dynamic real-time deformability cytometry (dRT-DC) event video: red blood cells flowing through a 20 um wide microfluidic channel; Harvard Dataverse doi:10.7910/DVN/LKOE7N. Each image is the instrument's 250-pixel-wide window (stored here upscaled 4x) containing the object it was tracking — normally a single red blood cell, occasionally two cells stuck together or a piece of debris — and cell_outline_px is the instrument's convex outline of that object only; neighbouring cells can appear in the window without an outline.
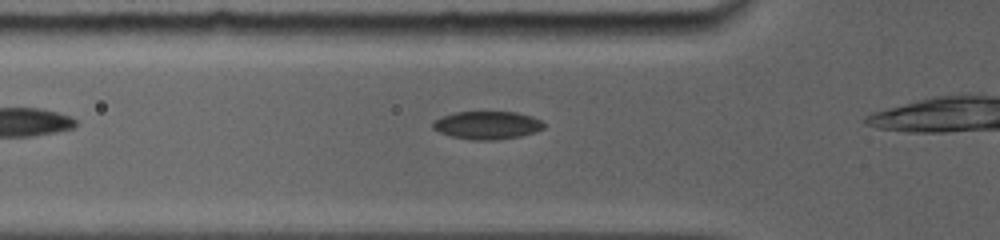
{"species": "common noctule bat (a hibernating species)", "species_latin": "Nyctalus noctula", "temperature_condition": "room temperature", "stored_images_in_passage": 40, "camera_frame_rate_fps": 5000, "um_per_image_px": 0.085, "animal": {"sex": "female", "body_mass_g": 19.0, "forearm_length_mm": 56.7}, "frame": {"image": 1, "passage_image": 11, "time_ms": 2.0, "image_size_px": [1000, 240], "cell_outline_px": [[544, 128], [536, 132], [520, 136], [496, 140], [472, 140], [452, 136], [440, 132], [432, 128], [432, 120], [440, 116], [456, 112], [516, 112], [532, 116], [540, 120], [544, 124]], "centroid_in_image_um": [41.39, 10.64], "position_along_channel_um": 84.4, "area_um2": 18.21}}
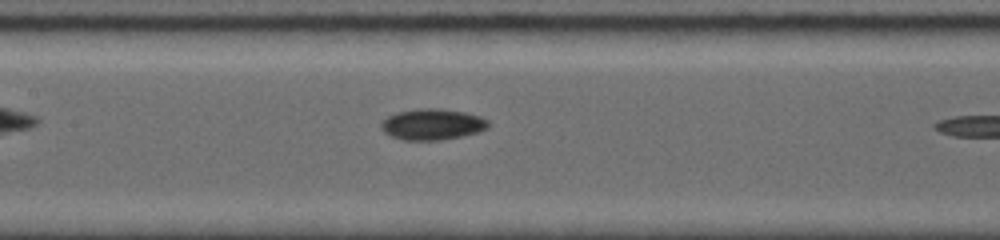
{"frame": {"image": 2, "passage_image": 22, "time_ms": 4.2, "image_size_px": [1000, 240], "cell_outline_px": [[488, 128], [480, 132], [464, 136], [440, 140], [404, 140], [392, 136], [384, 132], [380, 128], [380, 124], [388, 116], [396, 112], [416, 108], [440, 108], [464, 112], [480, 116], [488, 120]], "centroid_in_image_um": [36.76, 10.56], "position_along_channel_um": 170.6, "area_um2": 19.59}}
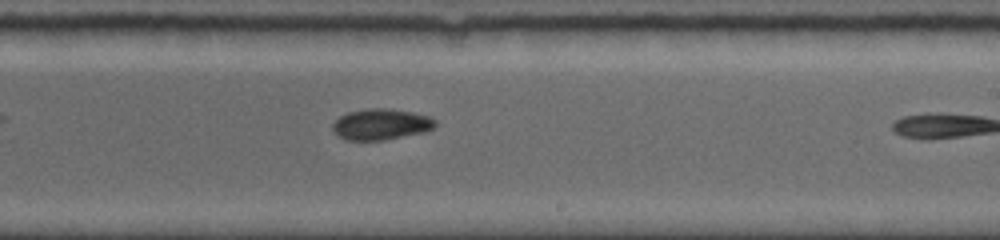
{"frame": {"image": 3, "passage_image": 33, "time_ms": 6.4, "image_size_px": [1000, 240], "cell_outline_px": [[436, 124], [432, 128], [424, 132], [384, 140], [344, 140], [332, 128], [332, 124], [340, 116], [348, 112], [372, 108], [384, 108], [412, 112], [428, 116], [436, 120]], "centroid_in_image_um": [32.38, 10.57], "position_along_channel_um": 256.6, "area_um2": 18.32}}